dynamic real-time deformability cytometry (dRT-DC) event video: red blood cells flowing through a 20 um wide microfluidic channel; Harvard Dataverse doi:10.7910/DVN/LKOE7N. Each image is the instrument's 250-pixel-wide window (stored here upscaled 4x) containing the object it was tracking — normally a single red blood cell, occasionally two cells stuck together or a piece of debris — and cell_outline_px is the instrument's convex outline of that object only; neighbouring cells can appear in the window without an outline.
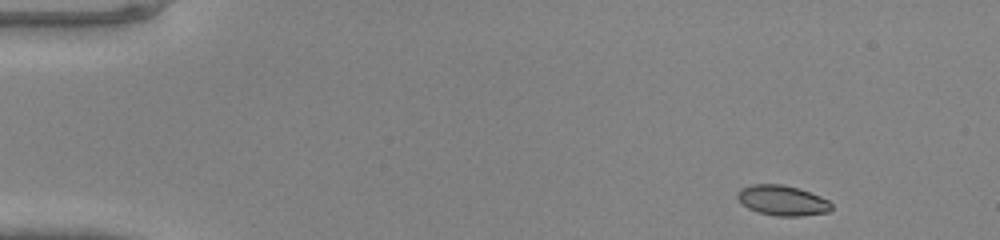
{"species": "common noctule bat (a hibernating species)", "species_latin": "Nyctalus noctula", "temperature_condition": "warm", "stored_images_in_passage": 44, "camera_frame_rate_fps": 3000, "um_per_image_px": 0.085, "animal": {"sex": "male", "body_mass_g": 20.0, "forearm_length_mm": 53.3}, "frame": {"image": 1, "passage_image": 1, "time_ms": 0.0, "image_size_px": [1000, 240], "cell_outline_px": [[832, 208], [828, 212], [800, 216], [776, 216], [760, 212], [748, 208], [736, 196], [736, 192], [740, 188], [752, 184], [780, 184], [800, 188], [820, 196], [828, 200], [832, 204]], "centroid_in_image_um": [66.51, 17.02], "position_along_channel_um": 18.5, "area_um2": 16.53}}
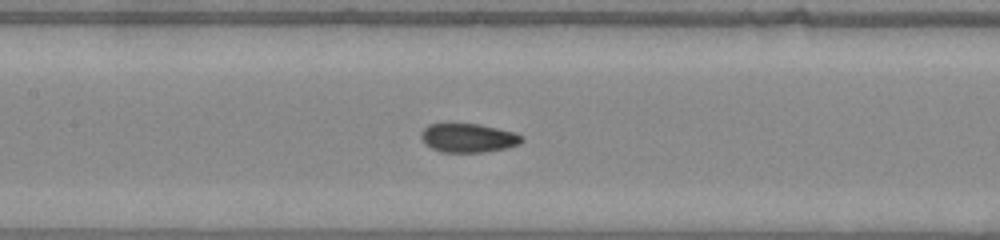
{"frame": {"image": 2, "passage_image": 19, "time_ms": 6.0, "image_size_px": [1000, 240], "cell_outline_px": [[524, 140], [520, 144], [508, 148], [484, 152], [440, 152], [424, 144], [420, 136], [420, 132], [428, 124], [480, 124], [516, 132], [524, 136]], "centroid_in_image_um": [39.83, 11.73], "position_along_channel_um": 167.6, "area_um2": 17.22}}
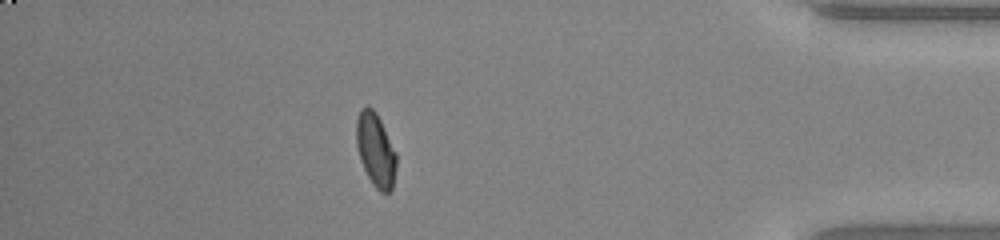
{"frame": {"image": 3, "passage_image": 38, "time_ms": 12.333, "image_size_px": [1000, 240], "cell_outline_px": [[396, 168], [392, 188], [388, 192], [380, 192], [372, 184], [360, 160], [356, 144], [356, 120], [360, 108], [368, 104], [376, 112], [396, 152]], "centroid_in_image_um": [31.91, 12.71], "position_along_channel_um": 403.3, "area_um2": 17.17}}